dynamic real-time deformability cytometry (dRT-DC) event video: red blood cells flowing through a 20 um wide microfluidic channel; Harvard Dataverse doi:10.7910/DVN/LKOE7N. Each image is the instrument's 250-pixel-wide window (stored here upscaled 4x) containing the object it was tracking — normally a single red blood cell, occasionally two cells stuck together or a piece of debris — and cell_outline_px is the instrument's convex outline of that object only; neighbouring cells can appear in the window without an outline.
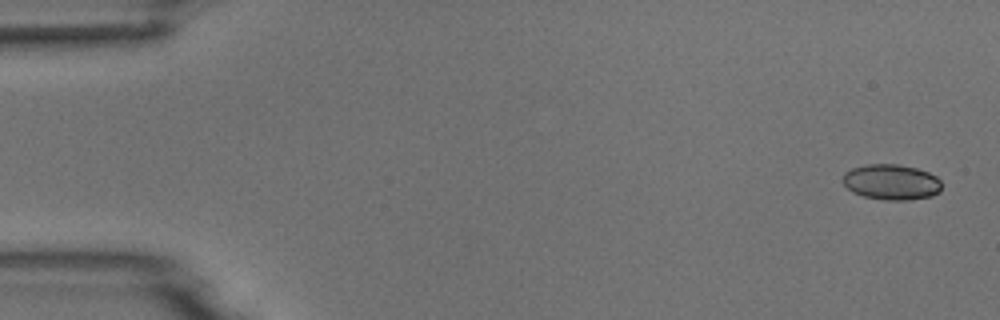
{"species": "common noctule bat (a hibernating species)", "species_latin": "Nyctalus noctula", "temperature_condition": "room temperature", "stored_images_in_passage": 6, "camera_frame_rate_fps": 3000, "um_per_image_px": 0.085, "animal": {"sex": "male", "body_mass_g": 18.8}, "frame": {"image": 1, "passage_image": 1, "time_ms": 0.0, "image_size_px": [1000, 320], "cell_outline_px": [[940, 192], [932, 196], [908, 200], [884, 200], [864, 196], [852, 192], [840, 180], [844, 172], [852, 168], [868, 164], [896, 164], [916, 168], [928, 172], [936, 176], [940, 180]], "centroid_in_image_um": [75.74, 15.48], "position_along_channel_um": 9.3, "area_um2": 20.58}}
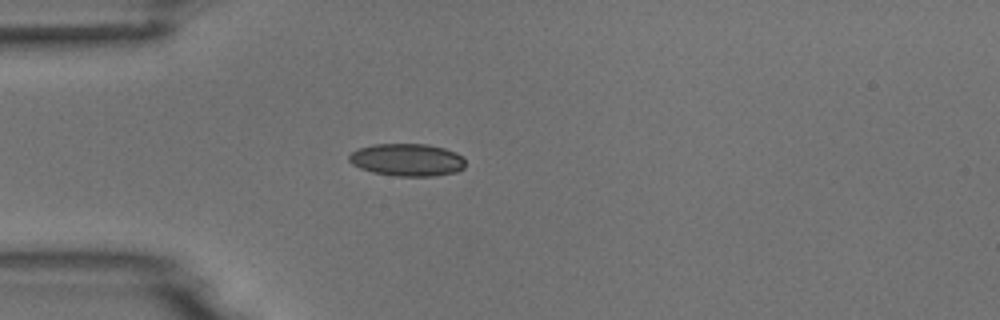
{"frame": {"image": 2, "passage_image": 4, "time_ms": 4.333, "image_size_px": [1000, 320], "cell_outline_px": [[464, 168], [456, 172], [432, 176], [396, 176], [372, 172], [360, 168], [352, 164], [348, 160], [348, 156], [352, 152], [360, 148], [372, 144], [428, 144], [444, 148], [456, 152], [464, 160]], "centroid_in_image_um": [34.59, 13.58], "position_along_channel_um": 50.4, "area_um2": 22.02}}